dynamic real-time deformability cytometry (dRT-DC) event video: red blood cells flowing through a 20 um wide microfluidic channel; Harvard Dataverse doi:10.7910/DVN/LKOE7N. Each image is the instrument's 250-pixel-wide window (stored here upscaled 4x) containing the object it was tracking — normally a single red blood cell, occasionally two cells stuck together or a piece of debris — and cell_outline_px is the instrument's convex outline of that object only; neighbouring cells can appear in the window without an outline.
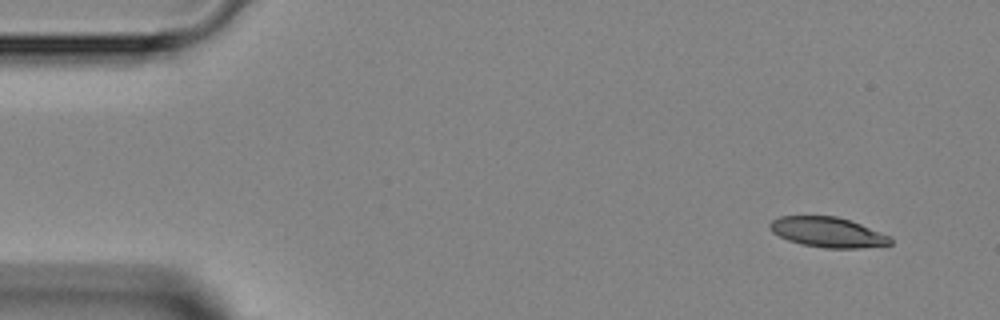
{"species": "Egyptian fruit bat (a non-hibernating species)", "species_latin": "Rousettus aegyptiacus", "temperature_condition": "room temperature", "stored_images_in_passage": 4, "camera_frame_rate_fps": 3000, "um_per_image_px": 0.085, "animal": {"sex": "female"}, "frame": {"image": 1, "passage_image": 1, "time_ms": 0.0, "image_size_px": [1000, 320], "cell_outline_px": [[892, 244], [860, 248], [824, 248], [800, 244], [788, 240], [772, 232], [768, 224], [772, 220], [780, 216], [836, 216], [860, 224], [892, 236]], "centroid_in_image_um": [70.36, 19.74], "position_along_channel_um": 14.6, "area_um2": 21.15}}
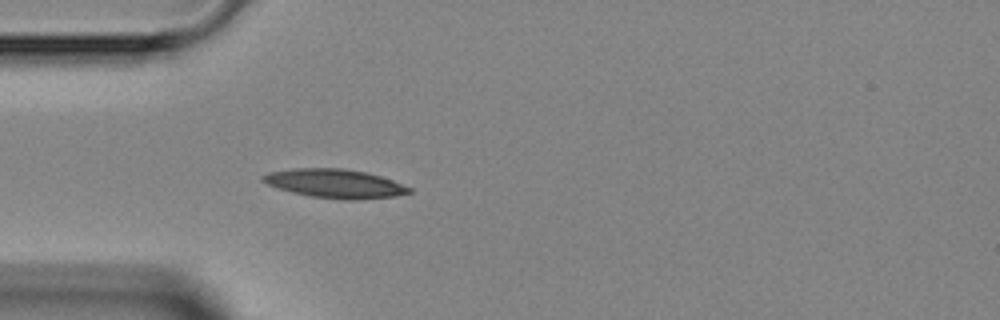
{"frame": {"image": 2, "passage_image": 4, "time_ms": 3.333, "image_size_px": [1000, 320], "cell_outline_px": [[412, 192], [396, 196], [352, 200], [348, 200], [312, 196], [292, 192], [268, 184], [260, 180], [260, 176], [268, 172], [292, 168], [344, 168], [364, 172], [380, 176], [392, 180], [412, 188]], "centroid_in_image_um": [28.46, 15.59], "position_along_channel_um": 56.5, "area_um2": 24.45}}